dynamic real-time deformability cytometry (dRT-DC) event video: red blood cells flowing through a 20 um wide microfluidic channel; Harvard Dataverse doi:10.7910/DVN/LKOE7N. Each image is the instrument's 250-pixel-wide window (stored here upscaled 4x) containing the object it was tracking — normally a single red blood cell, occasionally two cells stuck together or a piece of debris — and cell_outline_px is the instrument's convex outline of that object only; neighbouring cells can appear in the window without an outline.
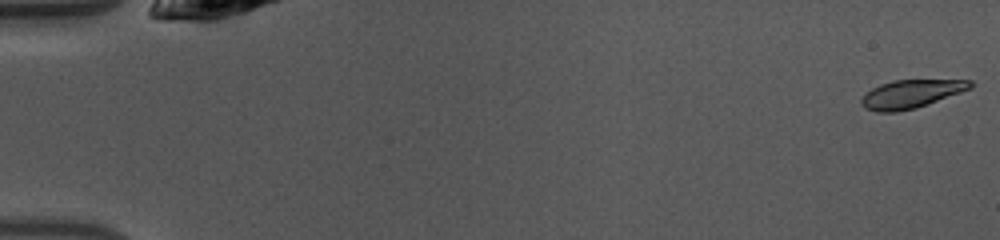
{"species": "common noctule bat (a hibernating species)", "species_latin": "Nyctalus noctula", "temperature_condition": "warm", "stored_images_in_passage": 48, "camera_frame_rate_fps": 3000, "um_per_image_px": 0.085, "animal": {"sex": "female", "body_mass_g": 10.0, "forearm_length_mm": 53.1}, "frame": {"image": 1, "passage_image": 1, "time_ms": 0.0, "image_size_px": [1000, 240], "cell_outline_px": [[972, 88], [916, 108], [896, 112], [876, 112], [864, 108], [860, 104], [860, 100], [872, 88], [880, 84], [892, 80], [972, 80]], "centroid_in_image_um": [77.41, 7.99], "position_along_channel_um": 7.6, "area_um2": 17.86}}
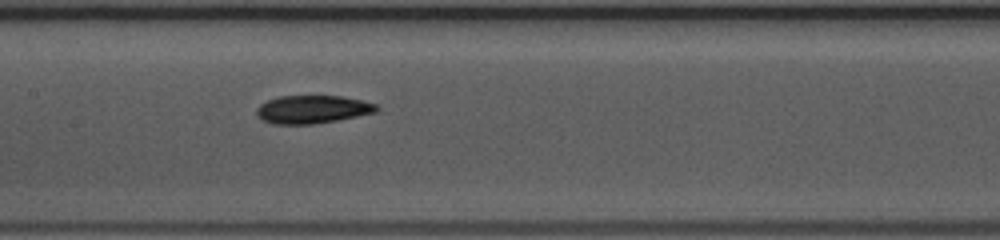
{"frame": {"image": 2, "passage_image": 24, "time_ms": 7.667, "image_size_px": [1000, 240], "cell_outline_px": [[380, 108], [376, 112], [336, 120], [312, 124], [276, 124], [264, 120], [256, 116], [256, 108], [260, 104], [268, 100], [280, 96], [344, 96], [376, 104]], "centroid_in_image_um": [26.54, 9.29], "position_along_channel_um": 180.9, "area_um2": 19.48}}
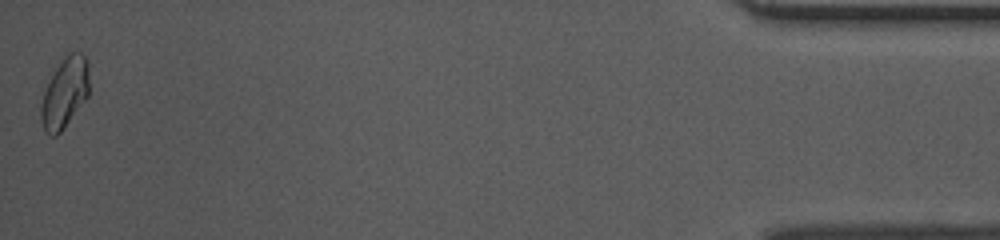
{"frame": {"image": 3, "passage_image": 48, "time_ms": 15.667, "image_size_px": [1000, 240], "cell_outline_px": [[88, 96], [60, 132], [56, 136], [48, 136], [44, 132], [40, 120], [40, 104], [44, 92], [56, 68], [68, 52], [80, 52], [88, 60]], "centroid_in_image_um": [5.48, 7.92], "position_along_channel_um": 429.7, "area_um2": 19.59}, "authors_computed_cell_mechanics": {"area_um2": 19.1029, "velocity_mm_per_s": 4.1787, "shape_relaxation_time_tau1_ms": 2.9972, "shape_relaxation_time_tau2_ms": null, "deformation_change_tau1": 0.1396, "deformation_change_tau2": null}}